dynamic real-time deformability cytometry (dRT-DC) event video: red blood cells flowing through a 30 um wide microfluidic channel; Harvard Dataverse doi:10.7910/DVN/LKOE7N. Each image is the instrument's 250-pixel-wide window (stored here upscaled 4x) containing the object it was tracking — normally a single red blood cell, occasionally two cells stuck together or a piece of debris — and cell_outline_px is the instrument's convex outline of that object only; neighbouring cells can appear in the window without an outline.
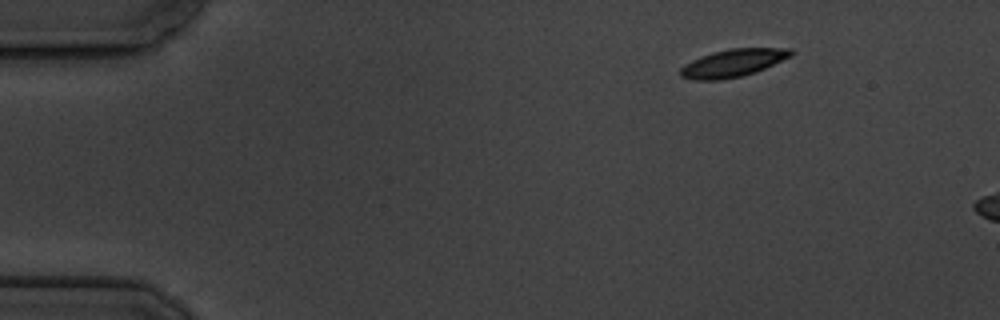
{"species": "common noctule bat (a hibernating species)", "species_latin": "Nyctalus noctula", "temperature_condition": "cold", "stored_images_in_passage": 3, "camera_frame_rate_fps": 3000, "um_per_image_px": 0.085, "animal": {"sex": "male", "body_mass_g": 19.5, "forearm_length_mm": 54.6}, "frame": {"image": 1, "passage_image": 1, "time_ms": 0.0, "image_size_px": [1000, 320], "cell_outline_px": [[792, 56], [756, 72], [740, 76], [720, 80], [692, 80], [680, 76], [680, 68], [684, 64], [700, 56], [712, 52], [732, 48], [792, 48]], "centroid_in_image_um": [62.28, 5.35], "position_along_channel_um": 22.7, "area_um2": 17.86}}